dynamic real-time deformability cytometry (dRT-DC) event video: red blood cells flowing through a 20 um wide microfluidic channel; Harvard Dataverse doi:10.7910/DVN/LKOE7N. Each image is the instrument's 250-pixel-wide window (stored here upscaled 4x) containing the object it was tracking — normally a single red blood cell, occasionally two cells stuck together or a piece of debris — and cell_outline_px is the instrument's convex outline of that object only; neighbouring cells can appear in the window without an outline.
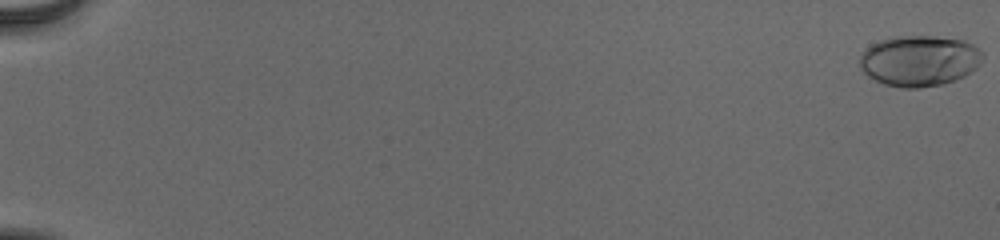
{"species": "human", "species_latin": "Homo sapiens", "temperature_condition": "cold", "stored_images_in_passage": 56, "camera_frame_rate_fps": 3000, "um_per_image_px": 0.085, "donor": {"sex": "male"}, "frame": {"image": 1, "passage_image": 1, "time_ms": 0.0, "image_size_px": [1000, 240], "cell_outline_px": [[984, 56], [980, 64], [976, 68], [964, 76], [956, 80], [944, 84], [920, 88], [900, 88], [884, 84], [868, 76], [860, 68], [860, 56], [864, 48], [880, 40], [896, 36], [932, 36], [964, 40], [980, 48], [984, 52]], "centroid_in_image_um": [78.16, 5.16], "position_along_channel_um": 6.8, "area_um2": 36.82}}
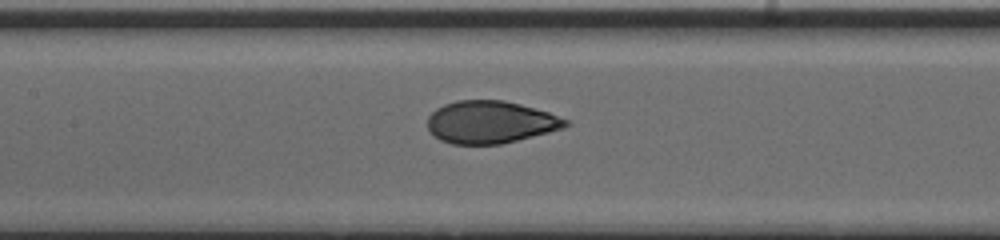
{"frame": {"image": 2, "passage_image": 30, "time_ms": 9.667, "image_size_px": [1000, 240], "cell_outline_px": [[572, 124], [564, 128], [500, 144], [452, 144], [440, 140], [428, 128], [428, 116], [436, 108], [444, 104], [456, 100], [504, 100], [520, 104], [548, 112], [568, 120]], "centroid_in_image_um": [41.68, 10.37], "position_along_channel_um": 165.7, "area_um2": 33.99}}
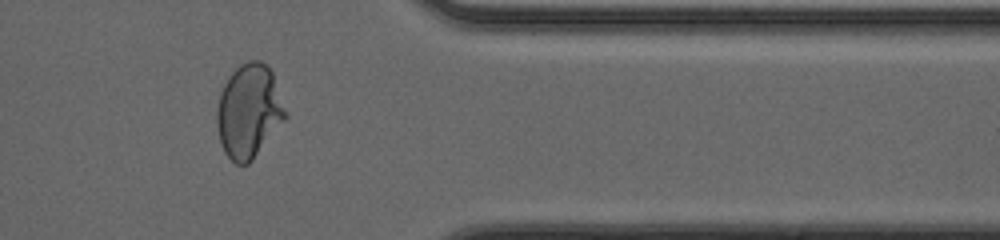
{"frame": {"image": 3, "passage_image": 48, "time_ms": 15.667, "image_size_px": [1000, 240], "cell_outline_px": [[288, 116], [252, 160], [248, 164], [236, 164], [224, 152], [220, 140], [216, 124], [216, 108], [220, 92], [228, 76], [240, 64], [248, 60], [260, 60], [272, 72], [288, 112]], "centroid_in_image_um": [21.15, 9.43], "position_along_channel_um": 390.2, "area_um2": 37.57}, "authors_computed_cell_mechanics": {"area_um2": 34.7956, "velocity_mm_per_s": 3.8967, "shape_relaxation_time_tau1_ms": 3.5358, "shape_relaxation_time_tau2_ms": null, "deformation_change_tau1": 0.1782, "deformation_change_tau2": null}}